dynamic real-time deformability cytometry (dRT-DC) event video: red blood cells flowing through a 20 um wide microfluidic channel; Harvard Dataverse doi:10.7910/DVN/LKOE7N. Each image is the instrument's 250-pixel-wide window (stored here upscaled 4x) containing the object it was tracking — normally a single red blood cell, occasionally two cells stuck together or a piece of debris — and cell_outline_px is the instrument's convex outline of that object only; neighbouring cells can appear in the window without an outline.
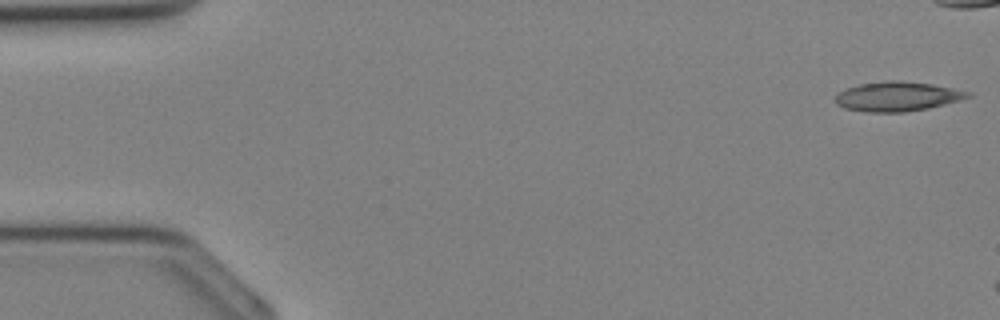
{"species": "Egyptian fruit bat (a non-hibernating species)", "species_latin": "Rousettus aegyptiacus", "temperature_condition": "cold", "stored_images_in_passage": 6, "camera_frame_rate_fps": 3000, "um_per_image_px": 0.085, "animal": {"sex": "female"}, "frame": {"image": 1, "passage_image": 1, "time_ms": 0.0, "image_size_px": [1000, 320], "cell_outline_px": [[972, 96], [960, 100], [928, 108], [904, 112], [868, 112], [844, 108], [836, 104], [836, 96], [840, 92], [848, 88], [860, 84], [888, 80], [900, 80], [932, 84], [972, 92]], "centroid_in_image_um": [76.3, 8.19], "position_along_channel_um": 8.7, "area_um2": 22.66}}